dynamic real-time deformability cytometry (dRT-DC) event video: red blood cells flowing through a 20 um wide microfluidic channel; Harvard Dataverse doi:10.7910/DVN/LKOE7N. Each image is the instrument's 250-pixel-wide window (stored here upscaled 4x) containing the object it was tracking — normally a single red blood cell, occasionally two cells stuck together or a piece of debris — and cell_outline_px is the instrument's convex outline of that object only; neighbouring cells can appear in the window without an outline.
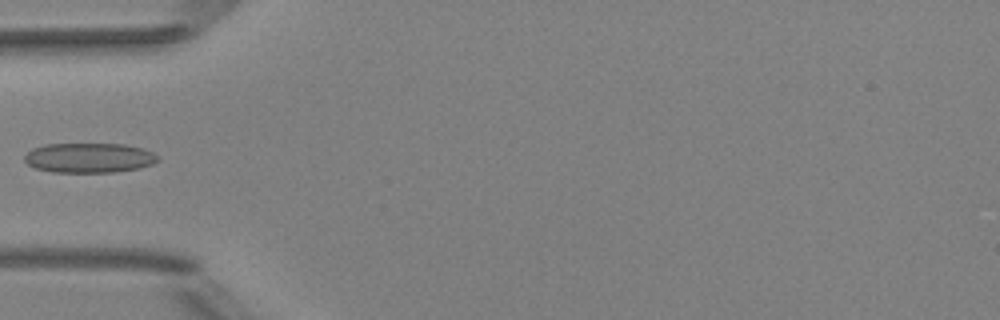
{"species": "Egyptian fruit bat (a non-hibernating species)", "species_latin": "Rousettus aegyptiacus", "temperature_condition": "room temperature", "stored_images_in_passage": 4, "camera_frame_rate_fps": 3000, "um_per_image_px": 0.085, "animal": {"sex": "female"}, "frame": {"image": 1, "passage_image": 4, "time_ms": 1.0, "image_size_px": [1000, 320], "cell_outline_px": [[160, 160], [152, 164], [140, 168], [116, 172], [52, 172], [36, 168], [28, 164], [24, 160], [24, 156], [32, 148], [44, 144], [124, 144], [144, 148], [160, 156]], "centroid_in_image_um": [7.61, 13.41], "position_along_channel_um": 77.4, "area_um2": 23.35}}